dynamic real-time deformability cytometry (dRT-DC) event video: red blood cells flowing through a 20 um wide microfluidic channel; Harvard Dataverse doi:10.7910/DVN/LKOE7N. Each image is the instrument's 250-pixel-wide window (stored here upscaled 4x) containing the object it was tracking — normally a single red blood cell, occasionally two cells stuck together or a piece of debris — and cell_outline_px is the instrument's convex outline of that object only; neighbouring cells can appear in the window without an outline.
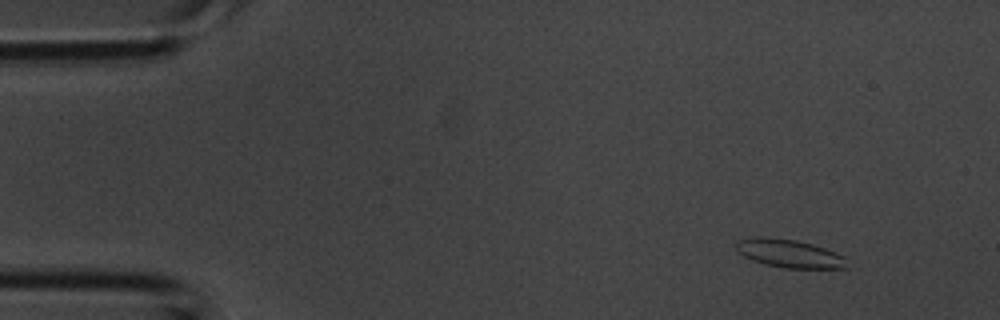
{"species": "common noctule bat (a hibernating species)", "species_latin": "Nyctalus noctula", "temperature_condition": "room temperature", "stored_images_in_passage": 3, "camera_frame_rate_fps": 3000, "um_per_image_px": 0.085, "animal": {"sex": "male", "body_mass_g": 20.1, "forearm_length_mm": 53.5}, "frame": {"image": 1, "passage_image": 1, "time_ms": 0.0, "image_size_px": [1000, 320], "cell_outline_px": [[848, 268], [784, 268], [752, 260], [736, 252], [736, 240], [756, 236], [760, 236], [796, 240], [812, 244], [836, 252], [844, 256]], "centroid_in_image_um": [67.06, 21.53], "position_along_channel_um": 17.9, "area_um2": 18.21}}